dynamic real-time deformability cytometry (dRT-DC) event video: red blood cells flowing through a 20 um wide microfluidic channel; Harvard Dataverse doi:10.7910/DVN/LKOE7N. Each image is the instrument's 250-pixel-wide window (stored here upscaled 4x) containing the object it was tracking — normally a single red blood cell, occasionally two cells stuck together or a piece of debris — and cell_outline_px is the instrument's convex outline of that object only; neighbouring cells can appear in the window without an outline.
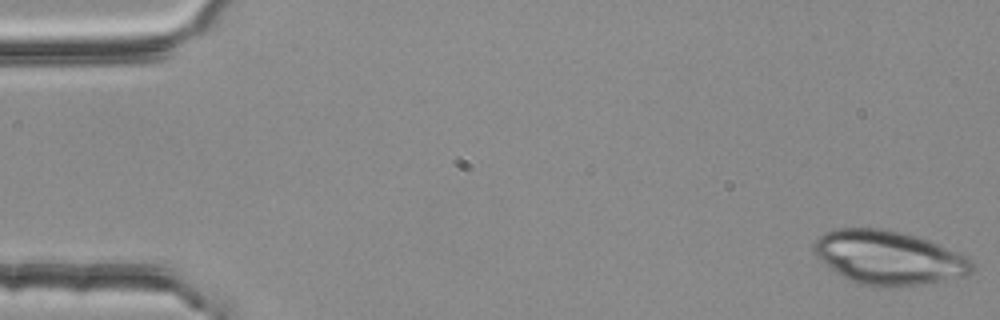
{"species": "common noctule bat (a hibernating species)", "species_latin": "Nyctalus noctula", "temperature_condition": "room temperature", "stored_images_in_passage": 3, "camera_frame_rate_fps": 3000, "um_per_image_px": 0.085, "animal": {"sex": "female", "body_mass_g": 25.1}, "frame": {"image": 1, "passage_image": 1, "time_ms": 0.0, "image_size_px": [1000, 320], "cell_outline_px": [[976, 268], [972, 272], [964, 276], [940, 284], [860, 284], [848, 280], [836, 272], [816, 256], [812, 252], [812, 244], [824, 232], [836, 228], [884, 228], [916, 236], [928, 240], [968, 256], [976, 264]], "centroid_in_image_um": [75.59, 21.88], "position_along_channel_um": 9.4, "area_um2": 49.59}}